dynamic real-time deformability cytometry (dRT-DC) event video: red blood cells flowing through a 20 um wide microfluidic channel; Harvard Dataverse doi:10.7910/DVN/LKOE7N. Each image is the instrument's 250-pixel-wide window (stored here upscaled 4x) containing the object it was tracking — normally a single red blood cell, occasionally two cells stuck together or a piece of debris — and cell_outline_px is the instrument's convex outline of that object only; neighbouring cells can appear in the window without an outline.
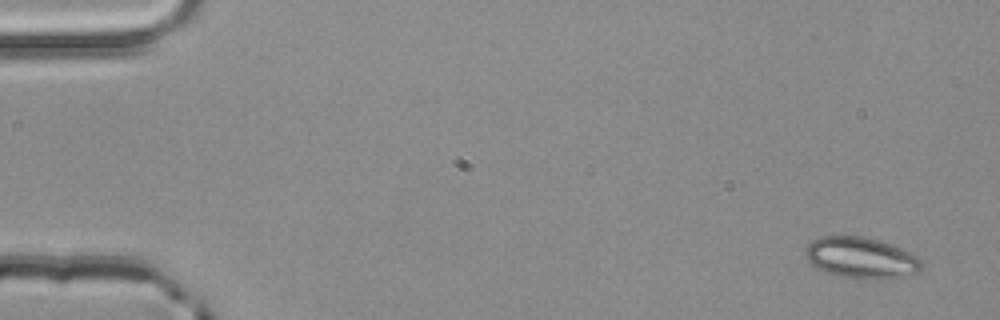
{"species": "common noctule bat (a hibernating species)", "species_latin": "Nyctalus noctula", "temperature_condition": "room temperature", "stored_images_in_passage": 4, "camera_frame_rate_fps": 3000, "um_per_image_px": 0.085, "animal": {"sex": "male", "body_mass_g": 20.4}, "frame": {"image": 1, "passage_image": 1, "time_ms": 0.0, "image_size_px": [1000, 320], "cell_outline_px": [[924, 264], [920, 272], [908, 276], [856, 280], [836, 276], [812, 264], [804, 256], [804, 248], [812, 240], [824, 236], [864, 236], [880, 240], [892, 244], [916, 256]], "centroid_in_image_um": [73.2, 21.92], "position_along_channel_um": 11.8, "area_um2": 28.15}}